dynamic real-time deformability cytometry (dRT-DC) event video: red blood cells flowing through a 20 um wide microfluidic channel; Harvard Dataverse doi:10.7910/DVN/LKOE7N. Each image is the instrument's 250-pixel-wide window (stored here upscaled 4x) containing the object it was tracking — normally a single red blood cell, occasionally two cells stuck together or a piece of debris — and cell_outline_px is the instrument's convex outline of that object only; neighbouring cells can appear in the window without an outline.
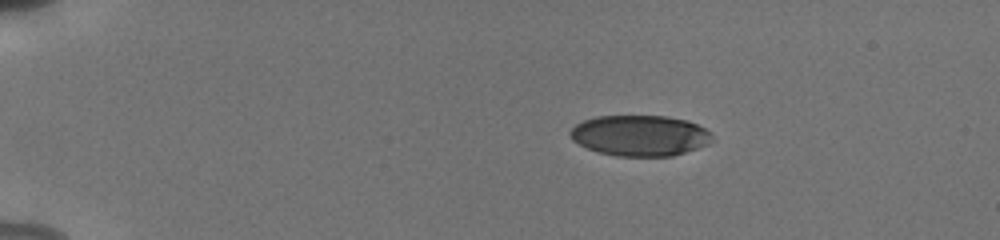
{"species": "human", "species_latin": "Homo sapiens", "temperature_condition": "cold", "stored_images_in_passage": 6, "camera_frame_rate_fps": 3000, "um_per_image_px": 0.085, "donor": {"sex": "male"}, "frame": {"image": 1, "passage_image": 1, "time_ms": 0.0, "image_size_px": [1000, 240], "cell_outline_px": [[712, 140], [708, 144], [672, 156], [616, 156], [596, 152], [572, 140], [568, 132], [576, 124], [584, 120], [596, 116], [668, 116], [688, 120], [712, 132]], "centroid_in_image_um": [54.39, 11.52], "position_along_channel_um": 30.6, "area_um2": 33.81}}
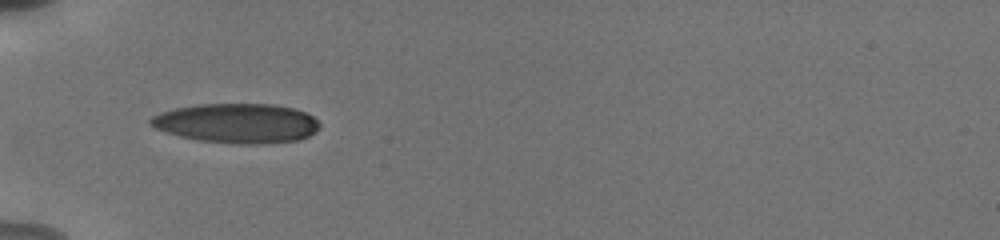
{"frame": {"image": 2, "passage_image": 5, "time_ms": 3.0, "image_size_px": [1000, 240], "cell_outline_px": [[320, 128], [308, 136], [296, 140], [268, 144], [236, 144], [196, 140], [180, 136], [156, 128], [148, 124], [148, 120], [152, 116], [160, 112], [176, 108], [196, 104], [272, 104], [292, 108], [304, 112], [312, 116], [320, 124]], "centroid_in_image_um": [20.12, 10.48], "position_along_channel_um": 64.9, "area_um2": 39.07}}